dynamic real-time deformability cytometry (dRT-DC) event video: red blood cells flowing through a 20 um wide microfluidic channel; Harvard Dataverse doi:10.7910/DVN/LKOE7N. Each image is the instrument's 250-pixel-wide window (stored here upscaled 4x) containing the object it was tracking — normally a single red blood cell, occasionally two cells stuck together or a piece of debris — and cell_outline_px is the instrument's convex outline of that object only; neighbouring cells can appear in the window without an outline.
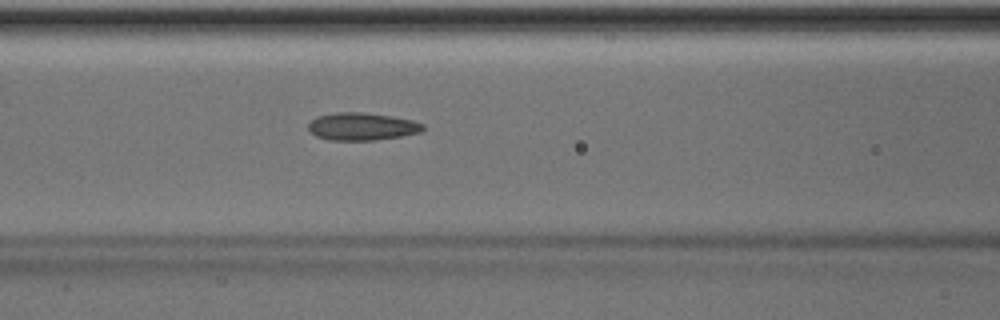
{"species": "Egyptian fruit bat (a non-hibernating species)", "species_latin": "Rousettus aegyptiacus", "temperature_condition": "room temperature", "stored_images_in_passage": 50, "camera_frame_rate_fps": 3000, "um_per_image_px": 0.085, "animal": {"sex": "male"}, "frame": {"image": 1, "passage_image": 21, "time_ms": 6.667, "image_size_px": [1000, 320], "cell_outline_px": [[424, 128], [420, 132], [400, 136], [376, 140], [328, 140], [316, 136], [308, 128], [308, 124], [316, 116], [336, 112], [360, 112], [392, 116], [412, 120], [424, 124]], "centroid_in_image_um": [30.75, 10.75], "position_along_channel_um": 135.9, "area_um2": 18.38}}
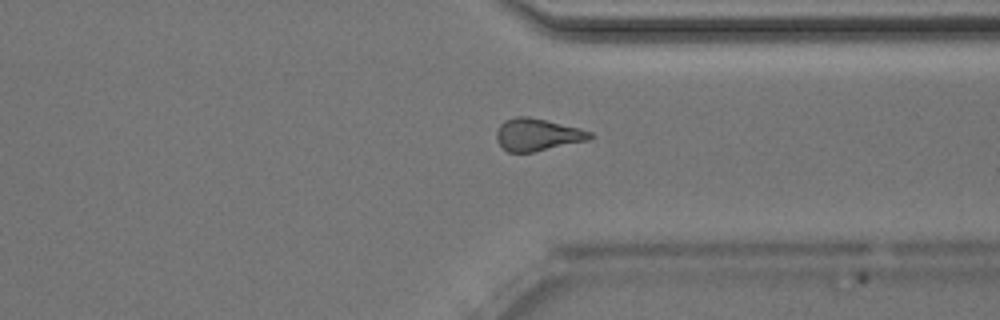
{"frame": {"image": 2, "passage_image": 38, "time_ms": 12.333, "image_size_px": [1000, 320], "cell_outline_px": [[596, 136], [588, 140], [532, 152], [508, 152], [496, 140], [496, 132], [500, 124], [504, 120], [516, 116], [528, 116], [580, 128], [592, 132]], "centroid_in_image_um": [45.68, 11.43], "position_along_channel_um": 365.7, "area_um2": 17.57}}
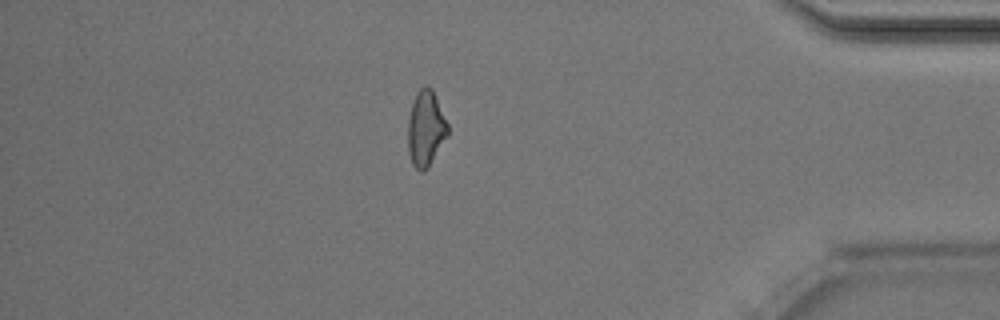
{"frame": {"image": 3, "passage_image": 43, "time_ms": 14.0, "image_size_px": [1000, 320], "cell_outline_px": [[448, 136], [428, 168], [424, 172], [420, 172], [412, 164], [408, 152], [408, 116], [416, 92], [420, 88], [432, 88], [448, 124]], "centroid_in_image_um": [36.19, 10.97], "position_along_channel_um": 399.0, "area_um2": 17.63}, "authors_computed_cell_mechanics": {"area_um2": 18.2937, "velocity_mm_per_s": 4.0621, "shape_relaxation_time_tau1_ms": null, "shape_relaxation_time_tau2_ms": 2.7113, "deformation_change_tau1": null, "deformation_change_tau2": 0.1067}}